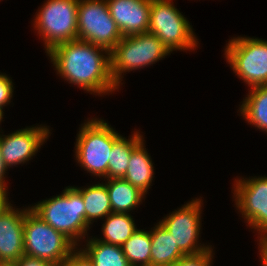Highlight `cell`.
I'll return each mask as SVG.
<instances>
[{
	"mask_svg": "<svg viewBox=\"0 0 267 266\" xmlns=\"http://www.w3.org/2000/svg\"><path fill=\"white\" fill-rule=\"evenodd\" d=\"M150 236L151 266H172L185 256L160 222L150 231Z\"/></svg>",
	"mask_w": 267,
	"mask_h": 266,
	"instance_id": "cell-15",
	"label": "cell"
},
{
	"mask_svg": "<svg viewBox=\"0 0 267 266\" xmlns=\"http://www.w3.org/2000/svg\"><path fill=\"white\" fill-rule=\"evenodd\" d=\"M12 80L6 74H0V108L9 104L13 95Z\"/></svg>",
	"mask_w": 267,
	"mask_h": 266,
	"instance_id": "cell-25",
	"label": "cell"
},
{
	"mask_svg": "<svg viewBox=\"0 0 267 266\" xmlns=\"http://www.w3.org/2000/svg\"><path fill=\"white\" fill-rule=\"evenodd\" d=\"M137 230L129 213H110L102 226L101 242L122 246Z\"/></svg>",
	"mask_w": 267,
	"mask_h": 266,
	"instance_id": "cell-21",
	"label": "cell"
},
{
	"mask_svg": "<svg viewBox=\"0 0 267 266\" xmlns=\"http://www.w3.org/2000/svg\"><path fill=\"white\" fill-rule=\"evenodd\" d=\"M30 209L76 246L90 228L85 219L84 200L74 186L66 187L61 195L38 202Z\"/></svg>",
	"mask_w": 267,
	"mask_h": 266,
	"instance_id": "cell-2",
	"label": "cell"
},
{
	"mask_svg": "<svg viewBox=\"0 0 267 266\" xmlns=\"http://www.w3.org/2000/svg\"><path fill=\"white\" fill-rule=\"evenodd\" d=\"M7 189H0V217L11 207L7 197Z\"/></svg>",
	"mask_w": 267,
	"mask_h": 266,
	"instance_id": "cell-28",
	"label": "cell"
},
{
	"mask_svg": "<svg viewBox=\"0 0 267 266\" xmlns=\"http://www.w3.org/2000/svg\"><path fill=\"white\" fill-rule=\"evenodd\" d=\"M154 167L150 155L144 145V140L132 151L129 165L123 177L131 185L135 186L144 194L150 188Z\"/></svg>",
	"mask_w": 267,
	"mask_h": 266,
	"instance_id": "cell-16",
	"label": "cell"
},
{
	"mask_svg": "<svg viewBox=\"0 0 267 266\" xmlns=\"http://www.w3.org/2000/svg\"><path fill=\"white\" fill-rule=\"evenodd\" d=\"M121 248L131 266H151L150 231L137 229Z\"/></svg>",
	"mask_w": 267,
	"mask_h": 266,
	"instance_id": "cell-23",
	"label": "cell"
},
{
	"mask_svg": "<svg viewBox=\"0 0 267 266\" xmlns=\"http://www.w3.org/2000/svg\"><path fill=\"white\" fill-rule=\"evenodd\" d=\"M170 53L154 34L147 32L122 37L110 52L111 76L114 84L119 88L123 78L122 73L152 65Z\"/></svg>",
	"mask_w": 267,
	"mask_h": 266,
	"instance_id": "cell-3",
	"label": "cell"
},
{
	"mask_svg": "<svg viewBox=\"0 0 267 266\" xmlns=\"http://www.w3.org/2000/svg\"><path fill=\"white\" fill-rule=\"evenodd\" d=\"M172 0H151L148 33L156 35L170 52L194 50L198 41L190 22Z\"/></svg>",
	"mask_w": 267,
	"mask_h": 266,
	"instance_id": "cell-6",
	"label": "cell"
},
{
	"mask_svg": "<svg viewBox=\"0 0 267 266\" xmlns=\"http://www.w3.org/2000/svg\"><path fill=\"white\" fill-rule=\"evenodd\" d=\"M120 136L104 120L92 118L84 123L75 145V156L80 166L96 177L105 179L113 143Z\"/></svg>",
	"mask_w": 267,
	"mask_h": 266,
	"instance_id": "cell-4",
	"label": "cell"
},
{
	"mask_svg": "<svg viewBox=\"0 0 267 266\" xmlns=\"http://www.w3.org/2000/svg\"><path fill=\"white\" fill-rule=\"evenodd\" d=\"M4 112H3V110H2V108H0V123H1V121H2V118H3V114Z\"/></svg>",
	"mask_w": 267,
	"mask_h": 266,
	"instance_id": "cell-31",
	"label": "cell"
},
{
	"mask_svg": "<svg viewBox=\"0 0 267 266\" xmlns=\"http://www.w3.org/2000/svg\"><path fill=\"white\" fill-rule=\"evenodd\" d=\"M7 167L5 166L4 162H3V157L1 155V151H0V189H6V185H5V173L7 171Z\"/></svg>",
	"mask_w": 267,
	"mask_h": 266,
	"instance_id": "cell-30",
	"label": "cell"
},
{
	"mask_svg": "<svg viewBox=\"0 0 267 266\" xmlns=\"http://www.w3.org/2000/svg\"><path fill=\"white\" fill-rule=\"evenodd\" d=\"M259 244L262 266H267V240L259 241Z\"/></svg>",
	"mask_w": 267,
	"mask_h": 266,
	"instance_id": "cell-29",
	"label": "cell"
},
{
	"mask_svg": "<svg viewBox=\"0 0 267 266\" xmlns=\"http://www.w3.org/2000/svg\"><path fill=\"white\" fill-rule=\"evenodd\" d=\"M132 135L130 139L120 136L113 143L106 176L108 179L125 176L132 151L144 140L138 131Z\"/></svg>",
	"mask_w": 267,
	"mask_h": 266,
	"instance_id": "cell-18",
	"label": "cell"
},
{
	"mask_svg": "<svg viewBox=\"0 0 267 266\" xmlns=\"http://www.w3.org/2000/svg\"><path fill=\"white\" fill-rule=\"evenodd\" d=\"M234 200L248 225L259 231V241L267 240V177L235 179Z\"/></svg>",
	"mask_w": 267,
	"mask_h": 266,
	"instance_id": "cell-10",
	"label": "cell"
},
{
	"mask_svg": "<svg viewBox=\"0 0 267 266\" xmlns=\"http://www.w3.org/2000/svg\"><path fill=\"white\" fill-rule=\"evenodd\" d=\"M47 126L27 127L9 135H0V151L7 168L19 165L32 159L49 137Z\"/></svg>",
	"mask_w": 267,
	"mask_h": 266,
	"instance_id": "cell-12",
	"label": "cell"
},
{
	"mask_svg": "<svg viewBox=\"0 0 267 266\" xmlns=\"http://www.w3.org/2000/svg\"><path fill=\"white\" fill-rule=\"evenodd\" d=\"M25 208L12 206L0 217V266H13L24 255Z\"/></svg>",
	"mask_w": 267,
	"mask_h": 266,
	"instance_id": "cell-13",
	"label": "cell"
},
{
	"mask_svg": "<svg viewBox=\"0 0 267 266\" xmlns=\"http://www.w3.org/2000/svg\"><path fill=\"white\" fill-rule=\"evenodd\" d=\"M106 188L110 198L112 212L128 213L135 209L145 194L124 178L107 179Z\"/></svg>",
	"mask_w": 267,
	"mask_h": 266,
	"instance_id": "cell-17",
	"label": "cell"
},
{
	"mask_svg": "<svg viewBox=\"0 0 267 266\" xmlns=\"http://www.w3.org/2000/svg\"><path fill=\"white\" fill-rule=\"evenodd\" d=\"M75 249H78L76 245L63 233L42 220L30 207L25 209L24 255L59 266Z\"/></svg>",
	"mask_w": 267,
	"mask_h": 266,
	"instance_id": "cell-5",
	"label": "cell"
},
{
	"mask_svg": "<svg viewBox=\"0 0 267 266\" xmlns=\"http://www.w3.org/2000/svg\"><path fill=\"white\" fill-rule=\"evenodd\" d=\"M13 266H55V265L43 259L23 255Z\"/></svg>",
	"mask_w": 267,
	"mask_h": 266,
	"instance_id": "cell-27",
	"label": "cell"
},
{
	"mask_svg": "<svg viewBox=\"0 0 267 266\" xmlns=\"http://www.w3.org/2000/svg\"><path fill=\"white\" fill-rule=\"evenodd\" d=\"M201 207L202 200L196 198L160 221L173 237L175 245L185 255L199 254L210 248L208 245L198 244L201 230Z\"/></svg>",
	"mask_w": 267,
	"mask_h": 266,
	"instance_id": "cell-11",
	"label": "cell"
},
{
	"mask_svg": "<svg viewBox=\"0 0 267 266\" xmlns=\"http://www.w3.org/2000/svg\"><path fill=\"white\" fill-rule=\"evenodd\" d=\"M86 241V248L81 250L93 262L94 266H131L121 246L107 244L97 240V238Z\"/></svg>",
	"mask_w": 267,
	"mask_h": 266,
	"instance_id": "cell-22",
	"label": "cell"
},
{
	"mask_svg": "<svg viewBox=\"0 0 267 266\" xmlns=\"http://www.w3.org/2000/svg\"><path fill=\"white\" fill-rule=\"evenodd\" d=\"M226 45V60L240 79L251 88L267 85V41L236 37Z\"/></svg>",
	"mask_w": 267,
	"mask_h": 266,
	"instance_id": "cell-8",
	"label": "cell"
},
{
	"mask_svg": "<svg viewBox=\"0 0 267 266\" xmlns=\"http://www.w3.org/2000/svg\"><path fill=\"white\" fill-rule=\"evenodd\" d=\"M213 249L210 248L204 252L195 255H185L181 257L172 266H211L213 258Z\"/></svg>",
	"mask_w": 267,
	"mask_h": 266,
	"instance_id": "cell-24",
	"label": "cell"
},
{
	"mask_svg": "<svg viewBox=\"0 0 267 266\" xmlns=\"http://www.w3.org/2000/svg\"><path fill=\"white\" fill-rule=\"evenodd\" d=\"M47 54L57 74L91 94L118 89L111 76L110 52L102 47L76 39L60 43Z\"/></svg>",
	"mask_w": 267,
	"mask_h": 266,
	"instance_id": "cell-1",
	"label": "cell"
},
{
	"mask_svg": "<svg viewBox=\"0 0 267 266\" xmlns=\"http://www.w3.org/2000/svg\"><path fill=\"white\" fill-rule=\"evenodd\" d=\"M79 0H48L34 19V27L45 43L46 53L60 43L77 39Z\"/></svg>",
	"mask_w": 267,
	"mask_h": 266,
	"instance_id": "cell-7",
	"label": "cell"
},
{
	"mask_svg": "<svg viewBox=\"0 0 267 266\" xmlns=\"http://www.w3.org/2000/svg\"><path fill=\"white\" fill-rule=\"evenodd\" d=\"M121 35L147 33L151 0H106Z\"/></svg>",
	"mask_w": 267,
	"mask_h": 266,
	"instance_id": "cell-14",
	"label": "cell"
},
{
	"mask_svg": "<svg viewBox=\"0 0 267 266\" xmlns=\"http://www.w3.org/2000/svg\"><path fill=\"white\" fill-rule=\"evenodd\" d=\"M78 250H74L59 266H94L81 248Z\"/></svg>",
	"mask_w": 267,
	"mask_h": 266,
	"instance_id": "cell-26",
	"label": "cell"
},
{
	"mask_svg": "<svg viewBox=\"0 0 267 266\" xmlns=\"http://www.w3.org/2000/svg\"><path fill=\"white\" fill-rule=\"evenodd\" d=\"M240 106V113L250 125L267 132V85L251 88Z\"/></svg>",
	"mask_w": 267,
	"mask_h": 266,
	"instance_id": "cell-20",
	"label": "cell"
},
{
	"mask_svg": "<svg viewBox=\"0 0 267 266\" xmlns=\"http://www.w3.org/2000/svg\"><path fill=\"white\" fill-rule=\"evenodd\" d=\"M74 188L82 195L85 205V219L89 225L95 219H103L112 213L110 198L105 183H98L83 189Z\"/></svg>",
	"mask_w": 267,
	"mask_h": 266,
	"instance_id": "cell-19",
	"label": "cell"
},
{
	"mask_svg": "<svg viewBox=\"0 0 267 266\" xmlns=\"http://www.w3.org/2000/svg\"><path fill=\"white\" fill-rule=\"evenodd\" d=\"M122 35L110 15L106 0H79L77 39L111 52Z\"/></svg>",
	"mask_w": 267,
	"mask_h": 266,
	"instance_id": "cell-9",
	"label": "cell"
}]
</instances>
